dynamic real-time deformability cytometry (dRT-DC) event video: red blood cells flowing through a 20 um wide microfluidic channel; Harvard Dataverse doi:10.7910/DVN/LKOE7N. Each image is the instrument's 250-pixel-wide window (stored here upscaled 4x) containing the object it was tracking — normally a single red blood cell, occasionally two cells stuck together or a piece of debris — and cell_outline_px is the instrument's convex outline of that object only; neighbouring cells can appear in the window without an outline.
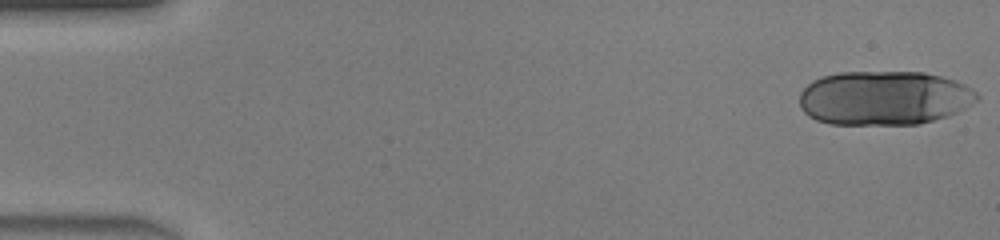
{"species": "human", "species_latin": "Homo sapiens", "temperature_condition": "warm", "stored_images_in_passage": 45, "camera_frame_rate_fps": 3000, "um_per_image_px": 0.085, "donor": {"sex": "male"}, "frame": {"image": 1, "passage_image": 1, "time_ms": 0.0, "image_size_px": [1000, 240], "cell_outline_px": [[980, 100], [948, 116], [920, 124], [832, 124], [816, 120], [808, 116], [800, 108], [800, 92], [812, 80], [820, 76], [840, 72], [924, 72], [944, 76], [956, 80], [972, 88], [980, 96]], "centroid_in_image_um": [75.17, 8.32], "position_along_channel_um": 9.8, "area_um2": 56.64}}
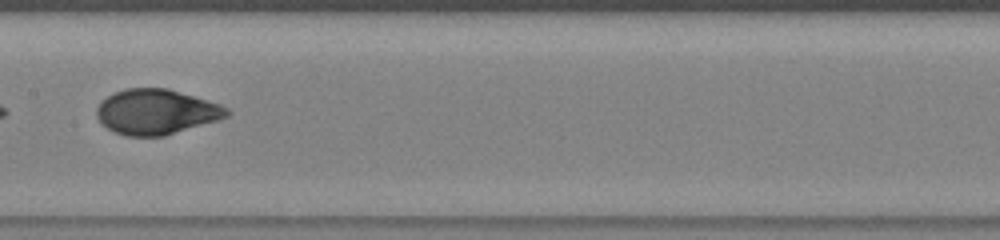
{"frame": {"image": 2, "passage_image": 24, "time_ms": 7.667, "image_size_px": [1000, 240], "cell_outline_px": [[232, 112], [228, 116], [220, 120], [164, 136], [128, 136], [116, 132], [108, 128], [96, 116], [96, 108], [100, 100], [124, 88], [168, 88], [220, 104], [228, 108]], "centroid_in_image_um": [13.31, 9.5], "position_along_channel_um": 194.1, "area_um2": 34.33}}
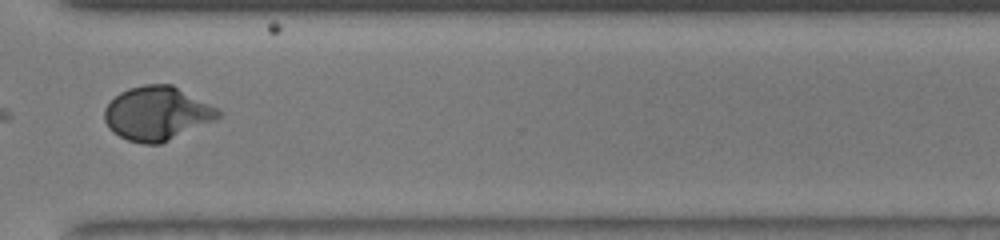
{"frame": {"image": 3, "passage_image": 35, "time_ms": 11.333, "image_size_px": [1000, 240], "cell_outline_px": [[224, 112], [216, 120], [160, 144], [140, 144], [128, 140], [112, 132], [108, 128], [104, 120], [104, 108], [120, 92], [128, 88], [144, 84], [172, 84], [220, 108]], "centroid_in_image_um": [13.37, 9.64], "position_along_channel_um": 357.2, "area_um2": 36.13}, "authors_computed_cell_mechanics": {"area_um2": 35.1424, "velocity_mm_per_s": 4.4567, "shape_relaxation_time_tau1_ms": 4.7896, "shape_relaxation_time_tau2_ms": 0.7741, "deformation_change_tau1": 0.2391, "deformation_change_tau2": 0.041}}